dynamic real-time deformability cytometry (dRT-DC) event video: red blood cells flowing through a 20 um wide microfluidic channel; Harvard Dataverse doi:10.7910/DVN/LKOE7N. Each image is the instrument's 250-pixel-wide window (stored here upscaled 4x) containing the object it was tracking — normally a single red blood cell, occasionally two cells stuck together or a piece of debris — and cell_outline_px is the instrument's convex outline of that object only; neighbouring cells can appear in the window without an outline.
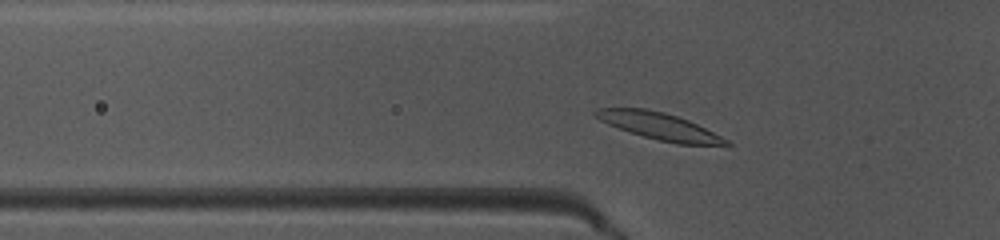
{"species": "common noctule bat (a hibernating species)", "species_latin": "Nyctalus noctula", "temperature_condition": "warm", "stored_images_in_passage": 38, "camera_frame_rate_fps": 3000, "um_per_image_px": 0.085, "animal": {"sex": "female", "body_mass_g": 10.0, "forearm_length_mm": 53.1}, "frame": {"image": 1, "passage_image": 6, "time_ms": 1.667, "image_size_px": [1000, 240], "cell_outline_px": [[732, 144], [676, 144], [644, 136], [608, 124], [592, 116], [592, 112], [596, 108], [644, 108], [664, 112], [688, 120], [728, 140]], "centroid_in_image_um": [55.95, 10.69], "position_along_channel_um": 69.8, "area_um2": 20.0}}
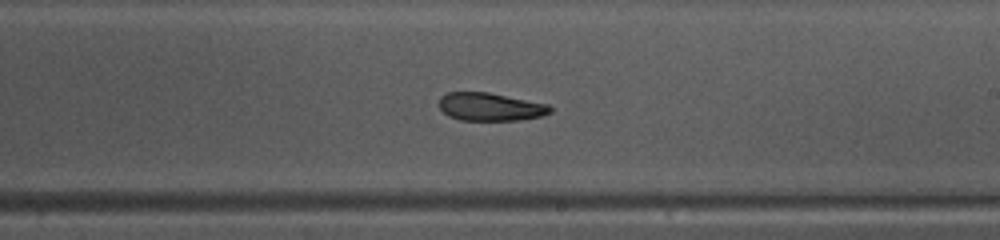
{"frame": {"image": 2, "passage_image": 19, "time_ms": 6.0, "image_size_px": [1000, 240], "cell_outline_px": [[552, 112], [540, 116], [520, 120], [460, 120], [448, 116], [440, 108], [440, 96], [448, 92], [488, 92], [548, 104], [552, 108]], "centroid_in_image_um": [41.67, 9.08], "position_along_channel_um": 247.3, "area_um2": 18.09}}
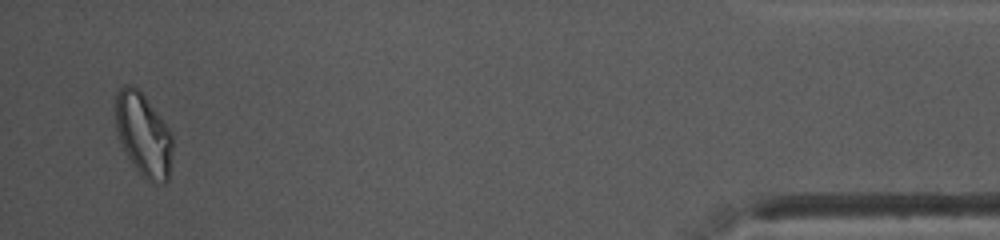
{"frame": {"image": 3, "passage_image": 37, "time_ms": 12.0, "image_size_px": [1000, 240], "cell_outline_px": [[172, 148], [168, 180], [164, 184], [160, 184], [144, 180], [132, 164], [116, 132], [116, 92], [124, 84], [132, 84], [140, 88], [172, 132]], "centroid_in_image_um": [12.2, 11.42], "position_along_channel_um": 423.0, "area_um2": 28.03}, "authors_computed_cell_mechanics": {"area_um2": 19.4208, "velocity_mm_per_s": 4.0871, "shape_relaxation_time_tau1_ms": 10.9498, "shape_relaxation_time_tau2_ms": 10.878, "deformation_change_tau1": 0.256, "deformation_change_tau2": 0.1992}}